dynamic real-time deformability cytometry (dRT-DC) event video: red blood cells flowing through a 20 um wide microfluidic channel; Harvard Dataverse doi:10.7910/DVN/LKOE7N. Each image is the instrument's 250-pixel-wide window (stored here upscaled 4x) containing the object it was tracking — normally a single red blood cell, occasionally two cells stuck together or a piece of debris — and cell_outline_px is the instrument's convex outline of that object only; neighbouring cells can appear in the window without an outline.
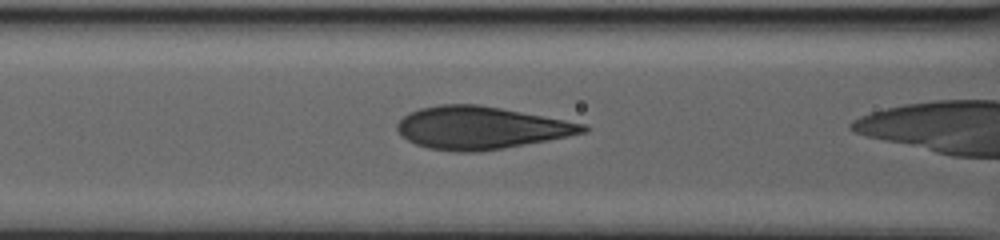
{"species": "human", "species_latin": "Homo sapiens", "temperature_condition": "warm", "stored_images_in_passage": 22, "camera_frame_rate_fps": 3000, "um_per_image_px": 0.085, "donor": {"sex": "male"}, "frame": {"image": 1, "passage_image": 9, "time_ms": 4.333, "image_size_px": [1000, 240], "cell_outline_px": [[592, 128], [588, 132], [548, 140], [504, 148], [476, 152], [456, 152], [428, 148], [416, 144], [408, 140], [396, 128], [396, 124], [408, 112], [420, 108], [440, 104], [480, 104], [588, 124]], "centroid_in_image_um": [40.91, 10.86], "position_along_channel_um": 125.7, "area_um2": 46.24}}
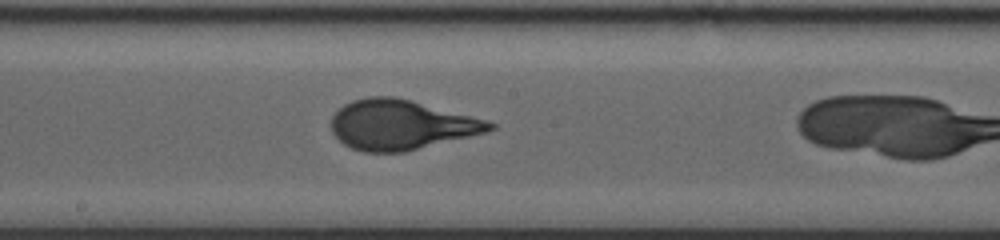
{"frame": {"image": 2, "passage_image": 16, "time_ms": 8.333, "image_size_px": [1000, 240], "cell_outline_px": [[496, 128], [488, 132], [404, 152], [364, 152], [352, 148], [344, 144], [332, 132], [332, 116], [344, 104], [352, 100], [368, 96], [392, 96], [412, 100], [488, 120], [496, 124]], "centroid_in_image_um": [34.11, 10.6], "position_along_channel_um": 214.1, "area_um2": 46.01}}
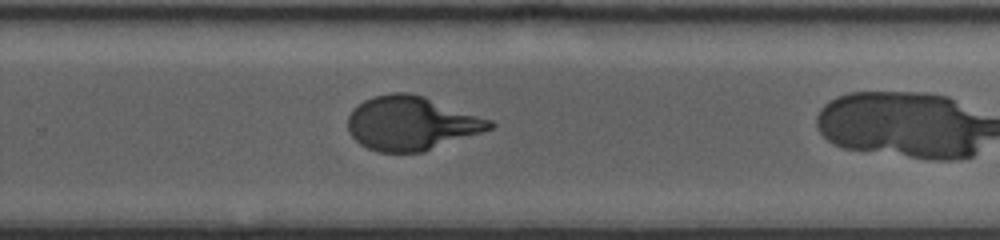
{"frame": {"image": 3, "passage_image": 21, "time_ms": 12.0, "image_size_px": [1000, 240], "cell_outline_px": [[496, 124], [492, 128], [424, 152], [380, 152], [368, 148], [360, 144], [352, 136], [348, 128], [348, 116], [352, 108], [364, 100], [372, 96], [392, 92], [408, 92], [424, 96], [492, 120]], "centroid_in_image_um": [34.94, 10.47], "position_along_channel_um": 294.9, "area_um2": 44.51}}